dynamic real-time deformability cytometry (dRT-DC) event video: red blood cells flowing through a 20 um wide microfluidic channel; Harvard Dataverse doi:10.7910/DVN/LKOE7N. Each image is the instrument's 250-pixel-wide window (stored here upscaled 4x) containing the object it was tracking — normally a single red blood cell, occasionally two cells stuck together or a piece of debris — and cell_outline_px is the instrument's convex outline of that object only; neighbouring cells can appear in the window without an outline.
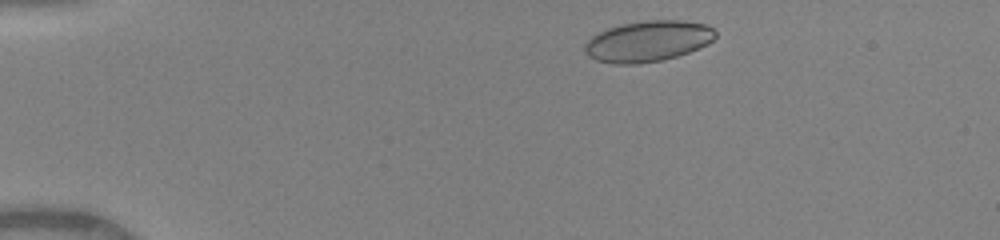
{"species": "human", "species_latin": "Homo sapiens", "temperature_condition": "warm", "stored_images_in_passage": 43, "camera_frame_rate_fps": 3000, "um_per_image_px": 0.085, "donor": {"sex": "female"}, "frame": {"image": 1, "passage_image": 3, "time_ms": 0.667, "image_size_px": [1000, 240], "cell_outline_px": [[716, 36], [708, 44], [700, 48], [676, 56], [660, 60], [640, 64], [616, 64], [596, 60], [588, 56], [584, 52], [584, 44], [592, 36], [608, 28], [620, 24], [648, 20], [684, 20], [708, 24], [716, 32]], "centroid_in_image_um": [55.08, 3.5], "position_along_channel_um": 29.9, "area_um2": 31.27}}
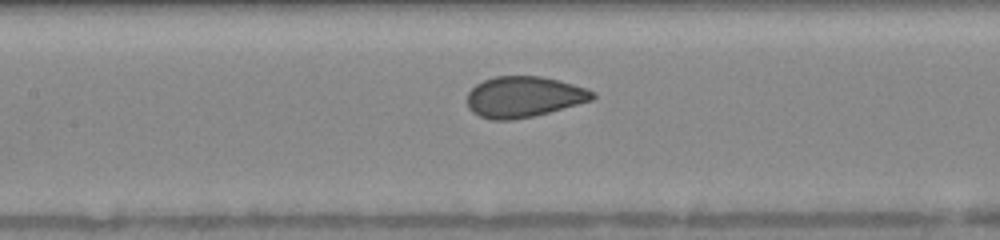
{"frame": {"image": 2, "passage_image": 18, "time_ms": 5.667, "image_size_px": [1000, 240], "cell_outline_px": [[596, 96], [592, 100], [548, 112], [532, 116], [512, 120], [488, 120], [472, 112], [468, 108], [468, 92], [476, 84], [484, 80], [496, 76], [540, 76], [588, 88], [596, 92]], "centroid_in_image_um": [44.51, 8.23], "position_along_channel_um": 162.9, "area_um2": 29.77}}
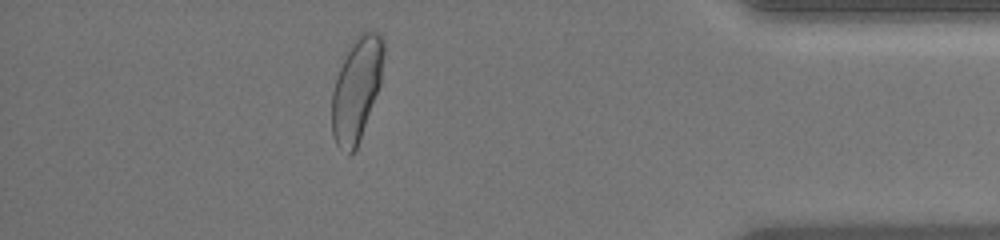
{"frame": {"image": 3, "passage_image": 38, "time_ms": 12.333, "image_size_px": [1000, 240], "cell_outline_px": [[384, 52], [380, 84], [360, 140], [356, 148], [348, 156], [336, 144], [332, 136], [332, 92], [336, 76], [356, 36], [364, 32], [376, 32], [380, 36], [384, 44]], "centroid_in_image_um": [30.29, 7.64], "position_along_channel_um": 404.9, "area_um2": 30.75}, "authors_computed_cell_mechanics": {"area_um2": 30.2872, "velocity_mm_per_s": 4.1314, "shape_relaxation_time_tau1_ms": 6.2865, "shape_relaxation_time_tau2_ms": null, "deformation_change_tau1": 0.17, "deformation_change_tau2": null}}